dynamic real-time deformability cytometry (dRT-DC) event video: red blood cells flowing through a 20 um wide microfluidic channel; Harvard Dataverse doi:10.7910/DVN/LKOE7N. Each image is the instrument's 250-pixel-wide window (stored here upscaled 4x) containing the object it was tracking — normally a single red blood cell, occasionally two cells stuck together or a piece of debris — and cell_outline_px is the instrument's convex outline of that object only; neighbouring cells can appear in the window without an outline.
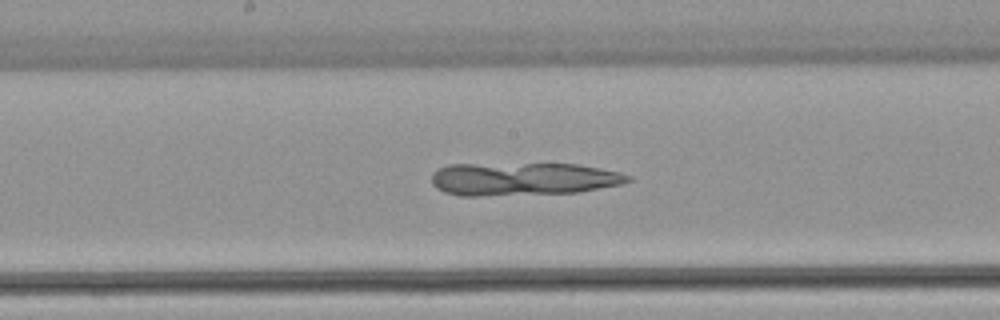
{"species": "common noctule bat (a hibernating species)", "species_latin": "Nyctalus noctula", "temperature_condition": "warm", "stored_images_in_passage": 52, "camera_frame_rate_fps": 3000, "um_per_image_px": 0.085, "animal": {"sex": "female", "body_mass_g": 22.7, "forearm_length_mm": 54.2}, "frame": {"image": 1, "passage_image": 27, "time_ms": 8.667, "image_size_px": [1000, 320], "cell_outline_px": [[632, 180], [620, 184], [576, 192], [480, 196], [460, 196], [444, 192], [436, 188], [432, 184], [432, 172], [436, 168], [448, 164], [580, 164], [620, 172], [632, 176]], "centroid_in_image_um": [44.4, 15.21], "position_along_channel_um": 203.8, "area_um2": 37.86}}